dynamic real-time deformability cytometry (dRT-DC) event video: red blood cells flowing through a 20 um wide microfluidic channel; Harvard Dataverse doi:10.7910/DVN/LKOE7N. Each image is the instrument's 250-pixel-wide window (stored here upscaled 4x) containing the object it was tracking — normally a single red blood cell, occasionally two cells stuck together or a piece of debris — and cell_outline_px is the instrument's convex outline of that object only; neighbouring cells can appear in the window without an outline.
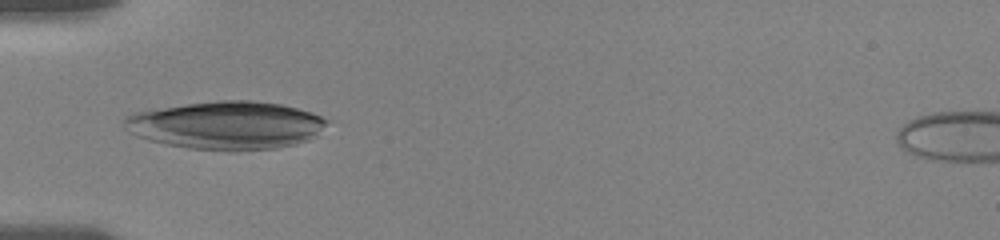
{"species": "human", "species_latin": "Homo sapiens", "temperature_condition": "room temperature", "stored_images_in_passage": 32, "camera_frame_rate_fps": 3000, "um_per_image_px": 0.085, "donor": {"sex": "female"}, "frame": {"image": 1, "passage_image": 3, "time_ms": 0.667, "image_size_px": [1000, 240], "cell_outline_px": [[332, 120], [308, 140], [296, 144], [276, 148], [188, 148], [148, 140], [136, 136], [128, 132], [124, 128], [120, 120], [132, 112], [184, 104], [220, 100], [252, 100], [280, 104], [312, 112]], "centroid_in_image_um": [19.19, 10.6], "position_along_channel_um": 65.8, "area_um2": 56.07}}
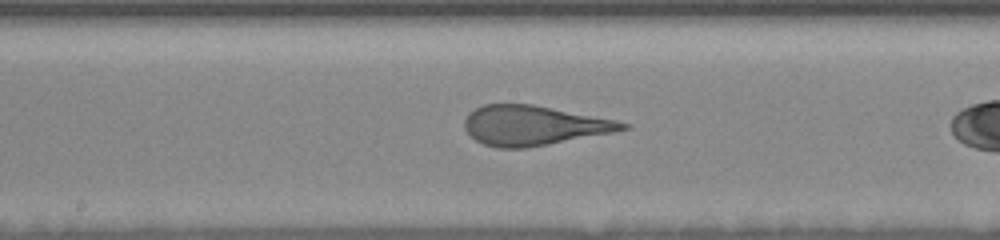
{"frame": {"image": 2, "passage_image": 14, "time_ms": 3.333, "image_size_px": [1000, 240], "cell_outline_px": [[632, 124], [628, 128], [612, 132], [548, 144], [524, 148], [496, 148], [484, 144], [476, 140], [464, 128], [464, 120], [468, 112], [484, 104], [532, 104], [616, 120]], "centroid_in_image_um": [45.32, 10.66], "position_along_channel_um": 202.9, "area_um2": 36.24}}
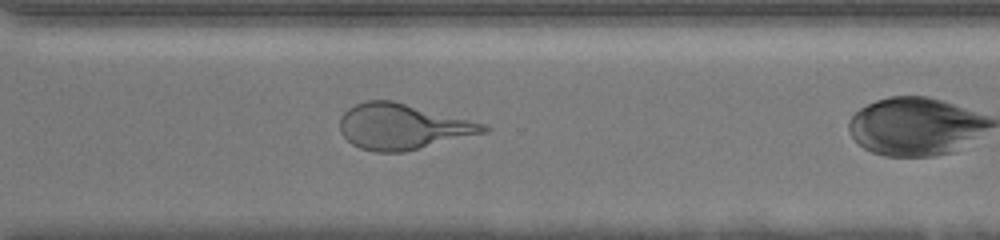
{"frame": {"image": 3, "passage_image": 30, "time_ms": 7.0, "image_size_px": [1000, 240], "cell_outline_px": [[488, 128], [484, 132], [404, 152], [376, 152], [360, 148], [352, 144], [340, 132], [340, 116], [348, 108], [356, 104], [368, 100], [392, 100], [484, 124]], "centroid_in_image_um": [34.13, 10.76], "position_along_channel_um": 336.5, "area_um2": 37.45}}